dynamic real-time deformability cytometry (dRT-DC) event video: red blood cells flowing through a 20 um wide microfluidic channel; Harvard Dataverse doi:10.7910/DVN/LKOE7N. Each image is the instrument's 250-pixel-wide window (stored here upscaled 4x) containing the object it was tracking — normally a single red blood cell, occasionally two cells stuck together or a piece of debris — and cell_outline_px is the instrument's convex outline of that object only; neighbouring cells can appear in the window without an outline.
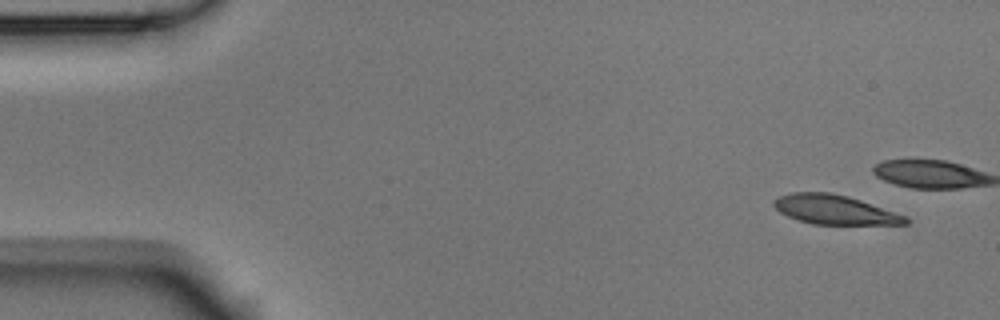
{"species": "Egyptian fruit bat (a non-hibernating species)", "species_latin": "Rousettus aegyptiacus", "temperature_condition": "room temperature", "stored_images_in_passage": 8, "camera_frame_rate_fps": 3000, "um_per_image_px": 0.085, "animal": {"sex": "male"}, "frame": {"image": 1, "passage_image": 1, "time_ms": 0.0, "image_size_px": [1000, 320], "cell_outline_px": [[908, 224], [812, 224], [788, 216], [780, 212], [772, 204], [772, 200], [780, 196], [792, 192], [828, 192], [848, 196], [908, 216]], "centroid_in_image_um": [70.94, 17.82], "position_along_channel_um": 14.1, "area_um2": 22.37}}
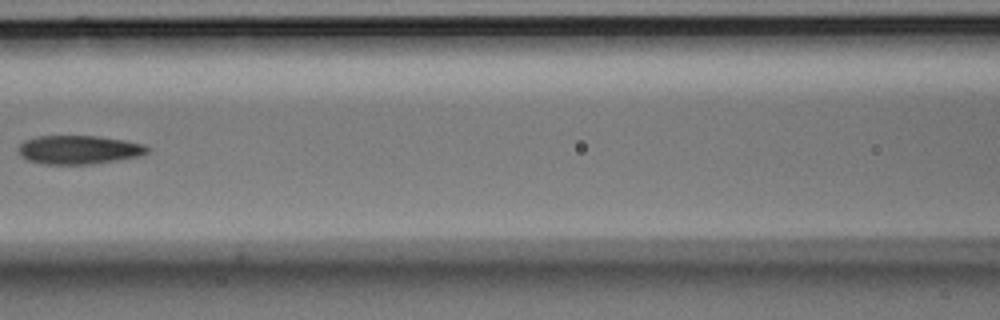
{"frame": {"image": 2, "passage_image": 7, "time_ms": 2.0, "image_size_px": [1000, 320], "cell_outline_px": [[152, 148], [148, 152], [140, 156], [92, 164], [44, 164], [28, 160], [20, 156], [20, 144], [24, 140], [36, 136], [96, 136], [124, 140], [144, 144]], "centroid_in_image_um": [6.73, 12.72], "position_along_channel_um": 159.9, "area_um2": 21.56}}
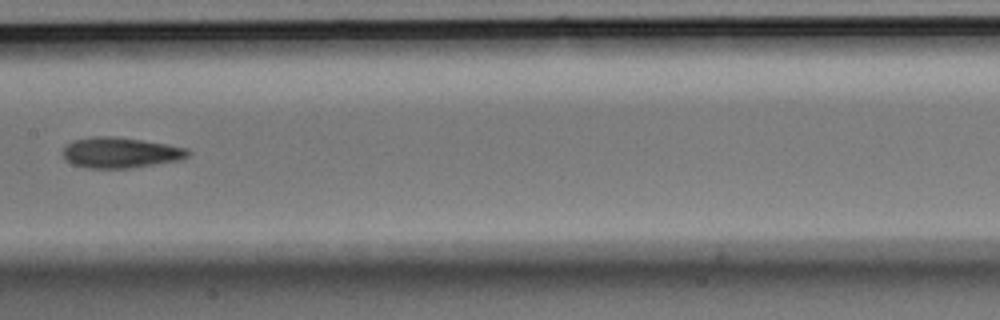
{"frame": {"image": 3, "passage_image": 8, "time_ms": 2.333, "image_size_px": [1000, 320], "cell_outline_px": [[192, 152], [188, 156], [180, 160], [132, 168], [88, 168], [72, 164], [64, 160], [64, 148], [72, 140], [92, 136], [112, 136], [168, 144], [184, 148]], "centroid_in_image_um": [10.22, 12.98], "position_along_channel_um": 197.2, "area_um2": 22.31}}